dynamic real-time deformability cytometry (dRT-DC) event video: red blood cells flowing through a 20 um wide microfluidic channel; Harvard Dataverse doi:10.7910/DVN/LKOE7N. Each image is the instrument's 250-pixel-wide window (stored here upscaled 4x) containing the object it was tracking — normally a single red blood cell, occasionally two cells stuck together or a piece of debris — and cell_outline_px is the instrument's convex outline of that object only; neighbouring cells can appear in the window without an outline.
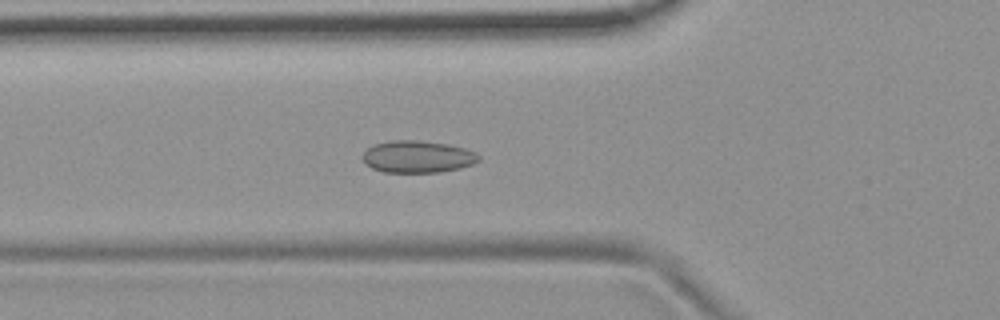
{"species": "common noctule bat (a hibernating species)", "species_latin": "Nyctalus noctula", "temperature_condition": "room temperature", "stored_images_in_passage": 43, "camera_frame_rate_fps": 3000, "um_per_image_px": 0.085, "animal": {"sex": "female", "body_mass_g": 19.9}, "frame": {"image": 1, "passage_image": 8, "time_ms": 2.333, "image_size_px": [1000, 320], "cell_outline_px": [[480, 160], [472, 164], [460, 168], [440, 172], [384, 172], [372, 168], [364, 164], [360, 156], [368, 148], [376, 144], [392, 140], [420, 140], [448, 144], [464, 148], [476, 152], [480, 156]], "centroid_in_image_um": [35.48, 13.32], "position_along_channel_um": 90.3, "area_um2": 21.85}}
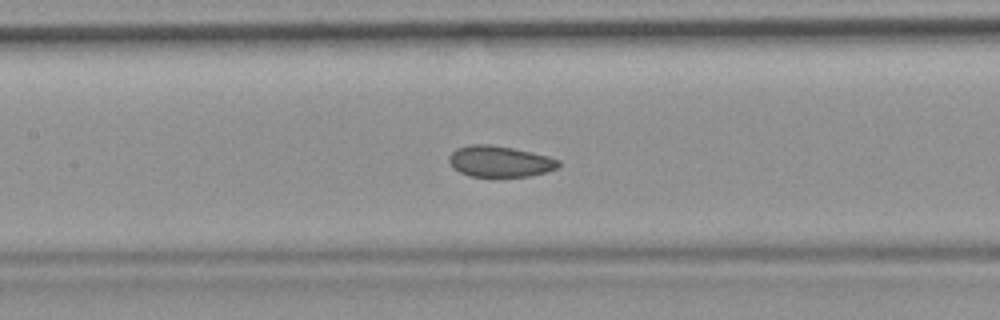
{"frame": {"image": 2, "passage_image": 14, "time_ms": 4.333, "image_size_px": [1000, 320], "cell_outline_px": [[560, 168], [528, 176], [468, 176], [460, 172], [448, 160], [448, 156], [456, 148], [472, 144], [488, 144], [512, 148], [532, 152], [548, 156], [560, 160]], "centroid_in_image_um": [42.5, 13.71], "position_along_channel_um": 164.9, "area_um2": 19.71}}
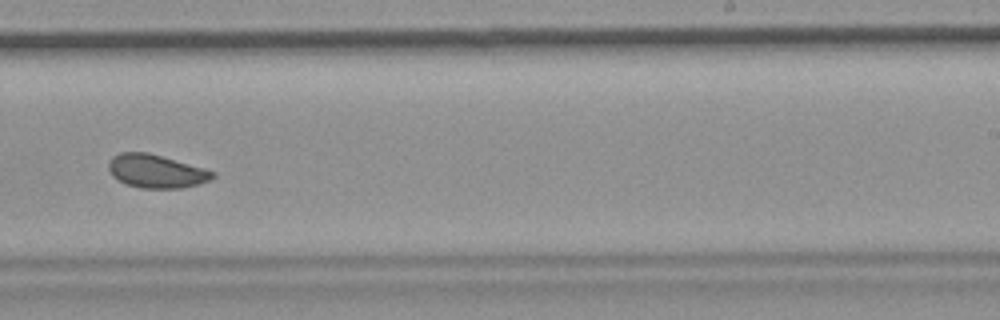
{"frame": {"image": 3, "passage_image": 23, "time_ms": 7.333, "image_size_px": [1000, 320], "cell_outline_px": [[216, 176], [212, 180], [180, 188], [140, 188], [124, 184], [116, 180], [112, 176], [108, 168], [108, 164], [112, 156], [120, 152], [148, 152], [204, 168], [216, 172]], "centroid_in_image_um": [13.25, 14.55], "position_along_channel_um": 275.7, "area_um2": 20.4}, "authors_computed_cell_mechanics": {"area_um2": 20.6924, "velocity_mm_per_s": 3.7212, "shape_relaxation_time_tau1_ms": null, "shape_relaxation_time_tau2_ms": 1.8198, "deformation_change_tau1": null, "deformation_change_tau2": 0.0565}}